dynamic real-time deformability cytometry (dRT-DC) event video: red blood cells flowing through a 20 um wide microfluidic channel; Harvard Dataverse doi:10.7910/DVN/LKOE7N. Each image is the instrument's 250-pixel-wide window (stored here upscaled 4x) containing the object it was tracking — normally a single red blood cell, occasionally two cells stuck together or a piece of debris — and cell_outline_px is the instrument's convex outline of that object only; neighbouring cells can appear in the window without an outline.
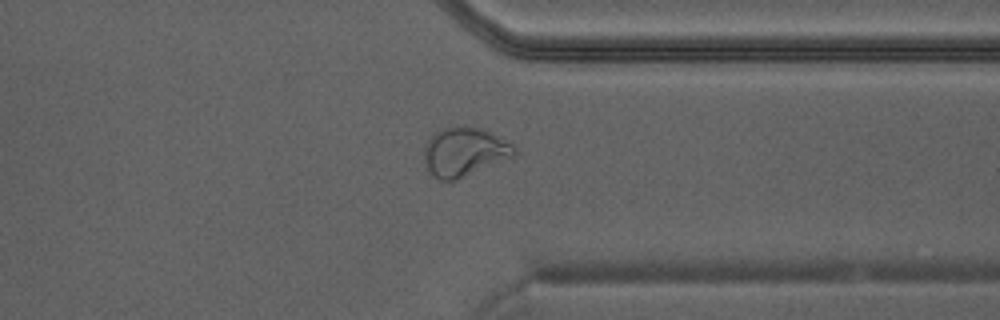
{"species": "Egyptian fruit bat (a non-hibernating species)", "species_latin": "Rousettus aegyptiacus", "temperature_condition": "warm", "stored_images_in_passage": 32, "camera_frame_rate_fps": 3000, "um_per_image_px": 0.085, "animal": {"sex": "male"}, "frame": {"image": 1, "passage_image": 23, "time_ms": 7.333, "image_size_px": [1000, 320], "cell_outline_px": [[516, 152], [512, 156], [456, 180], [440, 180], [424, 164], [424, 144], [436, 132], [444, 128], [464, 124], [488, 132], [512, 144], [516, 148]], "centroid_in_image_um": [39.42, 12.89], "position_along_channel_um": 372.0, "area_um2": 25.09}}